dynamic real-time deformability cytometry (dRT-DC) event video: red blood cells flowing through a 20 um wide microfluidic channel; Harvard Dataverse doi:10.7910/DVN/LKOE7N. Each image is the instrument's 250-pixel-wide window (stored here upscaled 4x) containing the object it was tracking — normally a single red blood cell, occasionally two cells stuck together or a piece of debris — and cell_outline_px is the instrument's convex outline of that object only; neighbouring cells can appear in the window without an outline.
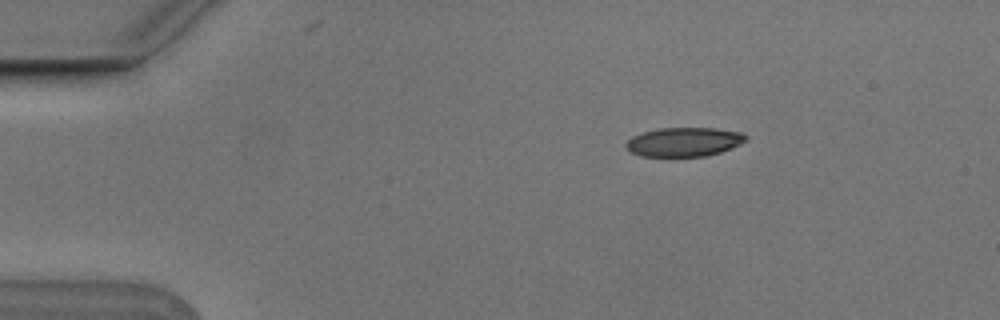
{"species": "Egyptian fruit bat (a non-hibernating species)", "species_latin": "Rousettus aegyptiacus", "temperature_condition": "cold", "stored_images_in_passage": 5, "camera_frame_rate_fps": 3000, "um_per_image_px": 0.085, "animal": {"sex": "male"}, "frame": {"image": 1, "passage_image": 3, "time_ms": 0.667, "image_size_px": [1000, 320], "cell_outline_px": [[748, 140], [732, 148], [720, 152], [704, 156], [640, 156], [632, 152], [624, 144], [632, 136], [656, 128], [716, 128], [740, 132], [748, 136]], "centroid_in_image_um": [58.16, 12.05], "position_along_channel_um": 26.8, "area_um2": 20.29}}